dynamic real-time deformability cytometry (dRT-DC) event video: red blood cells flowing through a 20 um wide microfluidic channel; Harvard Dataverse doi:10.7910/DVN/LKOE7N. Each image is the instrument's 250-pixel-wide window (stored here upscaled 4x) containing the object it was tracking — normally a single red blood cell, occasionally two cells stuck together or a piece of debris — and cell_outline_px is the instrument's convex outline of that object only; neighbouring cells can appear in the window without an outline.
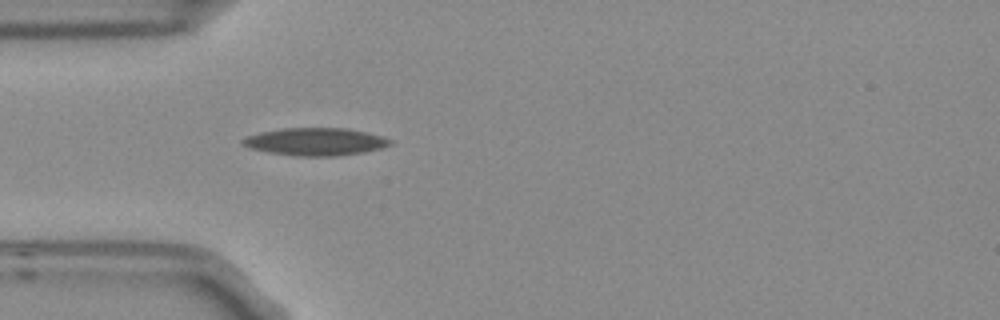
{"species": "Egyptian fruit bat (a non-hibernating species)", "species_latin": "Rousettus aegyptiacus", "temperature_condition": "room temperature", "stored_images_in_passage": 1, "camera_frame_rate_fps": 3000, "um_per_image_px": 0.085, "frame": {"image": 1, "passage_image": 1, "time_ms": 0.0, "image_size_px": [1000, 320], "cell_outline_px": [[392, 144], [380, 148], [364, 152], [332, 156], [296, 156], [268, 152], [248, 148], [240, 144], [240, 140], [248, 136], [260, 132], [284, 128], [348, 128], [380, 136], [392, 140]], "centroid_in_image_um": [26.76, 12.04], "position_along_channel_um": 58.2, "area_um2": 23.64}}